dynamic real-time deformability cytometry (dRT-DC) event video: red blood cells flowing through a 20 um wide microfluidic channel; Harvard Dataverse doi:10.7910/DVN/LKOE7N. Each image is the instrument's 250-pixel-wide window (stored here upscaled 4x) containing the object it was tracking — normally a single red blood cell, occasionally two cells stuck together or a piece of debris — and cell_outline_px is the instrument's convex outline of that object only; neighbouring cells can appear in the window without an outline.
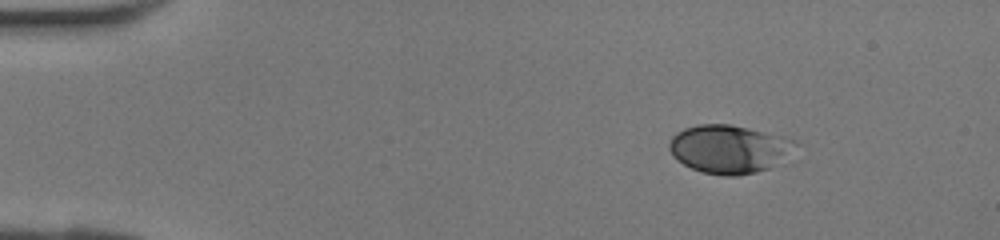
{"species": "human", "species_latin": "Homo sapiens", "temperature_condition": "room temperature", "stored_images_in_passage": 37, "camera_frame_rate_fps": 3000, "um_per_image_px": 0.085, "donor": {"sex": "female"}, "frame": {"image": 1, "passage_image": 1, "time_ms": 0.0, "image_size_px": [1000, 240], "cell_outline_px": [[800, 144], [780, 164], [756, 172], [736, 176], [724, 176], [700, 172], [676, 160], [668, 148], [668, 144], [672, 136], [676, 132], [684, 128], [696, 124], [728, 124], [780, 136], [796, 140]], "centroid_in_image_um": [61.97, 12.68], "position_along_channel_um": 23.0, "area_um2": 35.72}}
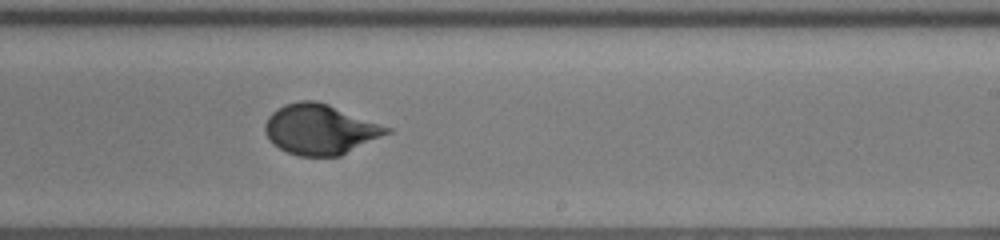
{"frame": {"image": 2, "passage_image": 21, "time_ms": 6.667, "image_size_px": [1000, 240], "cell_outline_px": [[392, 132], [340, 156], [300, 156], [288, 152], [272, 144], [264, 132], [264, 124], [268, 116], [276, 108], [284, 104], [300, 100], [316, 100], [328, 104], [392, 128]], "centroid_in_image_um": [27.19, 10.99], "position_along_channel_um": 261.8, "area_um2": 35.72}}
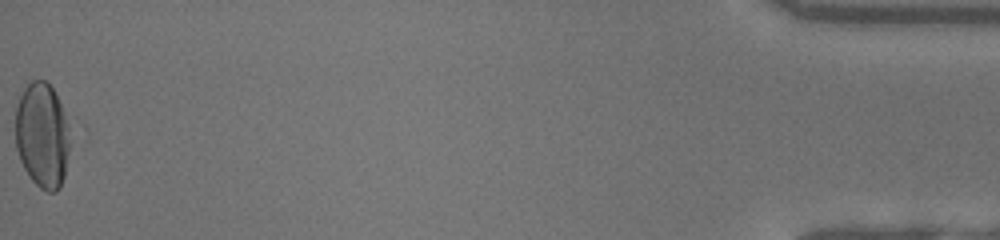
{"frame": {"image": 3, "passage_image": 37, "time_ms": 12.0, "image_size_px": [1000, 240], "cell_outline_px": [[72, 128], [64, 176], [60, 188], [56, 192], [48, 192], [40, 188], [32, 180], [24, 168], [20, 160], [16, 148], [16, 108], [20, 96], [24, 88], [32, 80], [44, 80], [52, 88], [72, 124]], "centroid_in_image_um": [3.63, 11.5], "position_along_channel_um": 431.6, "area_um2": 33.93}}